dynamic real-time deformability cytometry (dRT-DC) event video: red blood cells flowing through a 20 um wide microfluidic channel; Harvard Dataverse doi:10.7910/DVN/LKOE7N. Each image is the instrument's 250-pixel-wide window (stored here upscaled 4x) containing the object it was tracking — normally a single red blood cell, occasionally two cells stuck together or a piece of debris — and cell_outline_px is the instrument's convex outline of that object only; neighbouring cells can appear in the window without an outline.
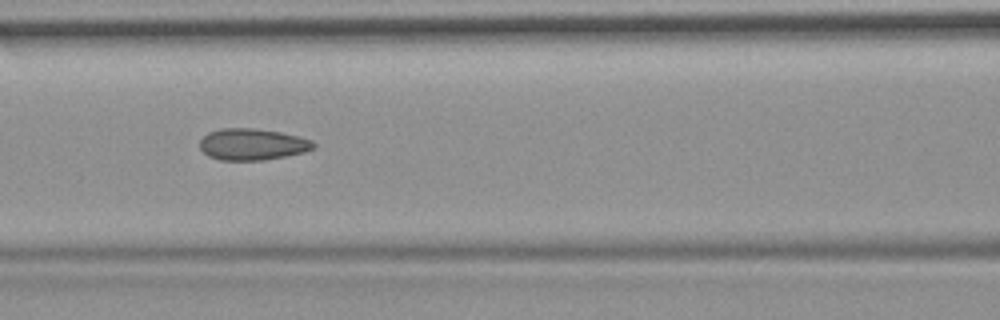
{"species": "common noctule bat (a hibernating species)", "species_latin": "Nyctalus noctula", "temperature_condition": "room temperature", "stored_images_in_passage": 11, "camera_frame_rate_fps": 3000, "um_per_image_px": 0.085, "animal": {"sex": "female", "body_mass_g": 19.9}, "frame": {"image": 1, "passage_image": 4, "time_ms": 1.0, "image_size_px": [1000, 320], "cell_outline_px": [[316, 148], [304, 152], [288, 156], [264, 160], [220, 160], [208, 156], [200, 148], [200, 140], [208, 132], [220, 128], [252, 128], [280, 132], [300, 136], [312, 140], [316, 144]], "centroid_in_image_um": [21.48, 12.27], "position_along_channel_um": 145.1, "area_um2": 21.1}}
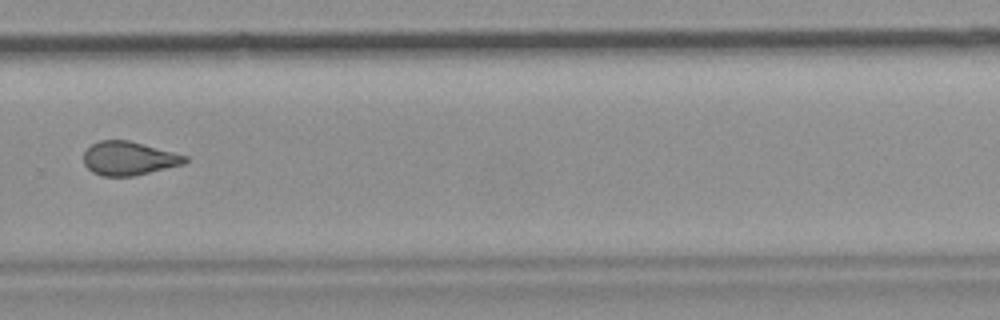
{"frame": {"image": 2, "passage_image": 8, "time_ms": 2.333, "image_size_px": [1000, 320], "cell_outline_px": [[188, 160], [184, 164], [132, 176], [100, 176], [92, 172], [84, 164], [84, 152], [92, 144], [100, 140], [128, 140], [188, 156]], "centroid_in_image_um": [10.93, 13.46], "position_along_channel_um": 318.9, "area_um2": 19.77}}